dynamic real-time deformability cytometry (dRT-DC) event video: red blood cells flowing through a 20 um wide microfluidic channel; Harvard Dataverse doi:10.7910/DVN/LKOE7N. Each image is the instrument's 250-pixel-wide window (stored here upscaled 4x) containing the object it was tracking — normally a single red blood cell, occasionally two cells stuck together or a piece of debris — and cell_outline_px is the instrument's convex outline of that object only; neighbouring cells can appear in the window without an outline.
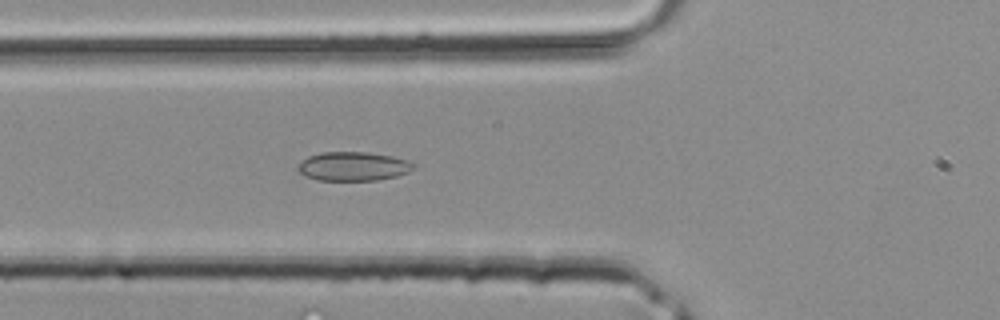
{"species": "common noctule bat (a hibernating species)", "species_latin": "Nyctalus noctula", "temperature_condition": "room temperature", "stored_images_in_passage": 29, "camera_frame_rate_fps": 3000, "um_per_image_px": 0.085, "animal": {"sex": "male", "body_mass_g": 20.4}, "frame": {"image": 1, "passage_image": 4, "time_ms": 1.0, "image_size_px": [1000, 320], "cell_outline_px": [[416, 168], [408, 172], [396, 176], [376, 180], [316, 180], [300, 172], [296, 168], [308, 156], [320, 152], [368, 152], [392, 156], [408, 160], [416, 164]], "centroid_in_image_um": [30.07, 14.13], "position_along_channel_um": 95.7, "area_um2": 19.48}}
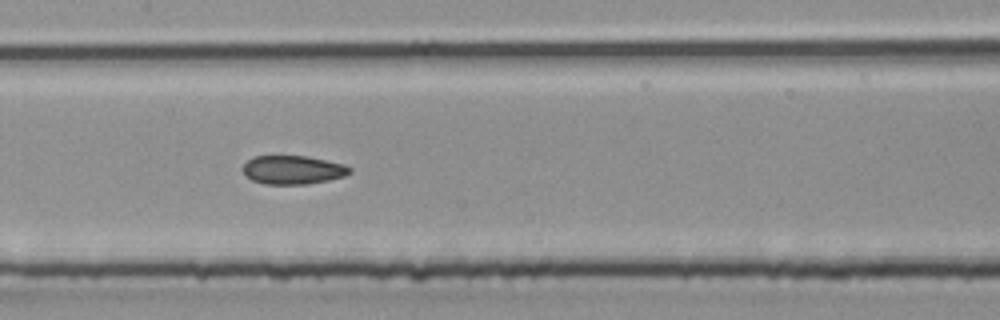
{"frame": {"image": 2, "passage_image": 9, "time_ms": 2.667, "image_size_px": [1000, 320], "cell_outline_px": [[352, 172], [344, 176], [328, 180], [308, 184], [264, 184], [252, 180], [244, 176], [244, 164], [252, 156], [304, 156], [344, 164], [352, 168]], "centroid_in_image_um": [24.89, 14.44], "position_along_channel_um": 182.5, "area_um2": 17.8}}
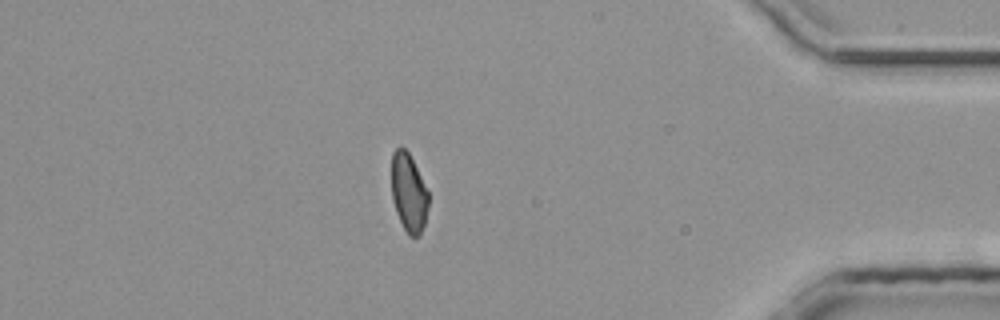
{"frame": {"image": 3, "passage_image": 24, "time_ms": 7.667, "image_size_px": [1000, 320], "cell_outline_px": [[428, 208], [424, 224], [420, 236], [408, 236], [396, 212], [392, 200], [392, 152], [396, 148], [404, 148], [408, 152], [428, 192]], "centroid_in_image_um": [34.73, 16.41], "position_along_channel_um": 400.5, "area_um2": 16.65}}